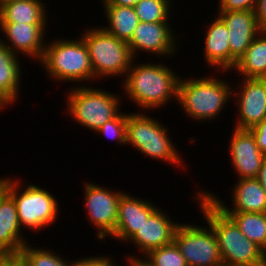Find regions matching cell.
Here are the masks:
<instances>
[{"label":"cell","instance_id":"obj_36","mask_svg":"<svg viewBox=\"0 0 266 266\" xmlns=\"http://www.w3.org/2000/svg\"><path fill=\"white\" fill-rule=\"evenodd\" d=\"M7 266H26L18 256H7Z\"/></svg>","mask_w":266,"mask_h":266},{"label":"cell","instance_id":"obj_39","mask_svg":"<svg viewBox=\"0 0 266 266\" xmlns=\"http://www.w3.org/2000/svg\"><path fill=\"white\" fill-rule=\"evenodd\" d=\"M125 262H127L126 264L128 265V266H131V258H126V261ZM106 266H118L117 264H114V261L113 260H111ZM125 266V265H124Z\"/></svg>","mask_w":266,"mask_h":266},{"label":"cell","instance_id":"obj_11","mask_svg":"<svg viewBox=\"0 0 266 266\" xmlns=\"http://www.w3.org/2000/svg\"><path fill=\"white\" fill-rule=\"evenodd\" d=\"M174 35L168 22H139L128 45L134 59L140 51L151 53L152 56L156 54V57H170L178 49Z\"/></svg>","mask_w":266,"mask_h":266},{"label":"cell","instance_id":"obj_3","mask_svg":"<svg viewBox=\"0 0 266 266\" xmlns=\"http://www.w3.org/2000/svg\"><path fill=\"white\" fill-rule=\"evenodd\" d=\"M205 76L200 79L181 78L178 86L177 101L184 109L183 113L197 122L218 118L233 97V87L226 80Z\"/></svg>","mask_w":266,"mask_h":266},{"label":"cell","instance_id":"obj_25","mask_svg":"<svg viewBox=\"0 0 266 266\" xmlns=\"http://www.w3.org/2000/svg\"><path fill=\"white\" fill-rule=\"evenodd\" d=\"M240 231L266 252V213L224 212Z\"/></svg>","mask_w":266,"mask_h":266},{"label":"cell","instance_id":"obj_40","mask_svg":"<svg viewBox=\"0 0 266 266\" xmlns=\"http://www.w3.org/2000/svg\"><path fill=\"white\" fill-rule=\"evenodd\" d=\"M0 266H7V256H0Z\"/></svg>","mask_w":266,"mask_h":266},{"label":"cell","instance_id":"obj_41","mask_svg":"<svg viewBox=\"0 0 266 266\" xmlns=\"http://www.w3.org/2000/svg\"><path fill=\"white\" fill-rule=\"evenodd\" d=\"M17 1H28V0H0V3H12Z\"/></svg>","mask_w":266,"mask_h":266},{"label":"cell","instance_id":"obj_7","mask_svg":"<svg viewBox=\"0 0 266 266\" xmlns=\"http://www.w3.org/2000/svg\"><path fill=\"white\" fill-rule=\"evenodd\" d=\"M0 179L15 202L18 220L23 229L25 227V229L36 230L37 233V230H43L55 223L59 214V203L54 195L32 183L27 186L25 184L23 188L21 187L23 183H20L23 181L16 178L0 177Z\"/></svg>","mask_w":266,"mask_h":266},{"label":"cell","instance_id":"obj_6","mask_svg":"<svg viewBox=\"0 0 266 266\" xmlns=\"http://www.w3.org/2000/svg\"><path fill=\"white\" fill-rule=\"evenodd\" d=\"M81 34L90 57L93 79L126 76L134 60L128 42L118 39L102 27L86 29Z\"/></svg>","mask_w":266,"mask_h":266},{"label":"cell","instance_id":"obj_30","mask_svg":"<svg viewBox=\"0 0 266 266\" xmlns=\"http://www.w3.org/2000/svg\"><path fill=\"white\" fill-rule=\"evenodd\" d=\"M219 11L255 10L258 0H218Z\"/></svg>","mask_w":266,"mask_h":266},{"label":"cell","instance_id":"obj_18","mask_svg":"<svg viewBox=\"0 0 266 266\" xmlns=\"http://www.w3.org/2000/svg\"><path fill=\"white\" fill-rule=\"evenodd\" d=\"M236 183L231 192L233 208L213 192L200 190L199 193L211 199L223 212L266 213V193L261 184L255 178L240 179Z\"/></svg>","mask_w":266,"mask_h":266},{"label":"cell","instance_id":"obj_4","mask_svg":"<svg viewBox=\"0 0 266 266\" xmlns=\"http://www.w3.org/2000/svg\"><path fill=\"white\" fill-rule=\"evenodd\" d=\"M47 42L40 64L49 74V78L62 81L61 83L93 81L90 57L81 37L78 40L57 38Z\"/></svg>","mask_w":266,"mask_h":266},{"label":"cell","instance_id":"obj_32","mask_svg":"<svg viewBox=\"0 0 266 266\" xmlns=\"http://www.w3.org/2000/svg\"><path fill=\"white\" fill-rule=\"evenodd\" d=\"M112 259L105 255V256H96L92 257H80V259L76 260L75 266H106Z\"/></svg>","mask_w":266,"mask_h":266},{"label":"cell","instance_id":"obj_37","mask_svg":"<svg viewBox=\"0 0 266 266\" xmlns=\"http://www.w3.org/2000/svg\"><path fill=\"white\" fill-rule=\"evenodd\" d=\"M128 258H131V266H151L150 264H148L143 258L141 259L140 257L138 258V256H130L127 255Z\"/></svg>","mask_w":266,"mask_h":266},{"label":"cell","instance_id":"obj_31","mask_svg":"<svg viewBox=\"0 0 266 266\" xmlns=\"http://www.w3.org/2000/svg\"><path fill=\"white\" fill-rule=\"evenodd\" d=\"M249 130L252 132L260 152L266 157V117Z\"/></svg>","mask_w":266,"mask_h":266},{"label":"cell","instance_id":"obj_5","mask_svg":"<svg viewBox=\"0 0 266 266\" xmlns=\"http://www.w3.org/2000/svg\"><path fill=\"white\" fill-rule=\"evenodd\" d=\"M149 115L127 114L126 144L135 147L138 152L152 159L162 160L172 165L183 166V158L169 137V129Z\"/></svg>","mask_w":266,"mask_h":266},{"label":"cell","instance_id":"obj_15","mask_svg":"<svg viewBox=\"0 0 266 266\" xmlns=\"http://www.w3.org/2000/svg\"><path fill=\"white\" fill-rule=\"evenodd\" d=\"M230 139L228 153L238 180L256 178L266 157L260 152L252 132L234 127Z\"/></svg>","mask_w":266,"mask_h":266},{"label":"cell","instance_id":"obj_38","mask_svg":"<svg viewBox=\"0 0 266 266\" xmlns=\"http://www.w3.org/2000/svg\"><path fill=\"white\" fill-rule=\"evenodd\" d=\"M233 266H266V260L264 262H261V263L233 265Z\"/></svg>","mask_w":266,"mask_h":266},{"label":"cell","instance_id":"obj_35","mask_svg":"<svg viewBox=\"0 0 266 266\" xmlns=\"http://www.w3.org/2000/svg\"><path fill=\"white\" fill-rule=\"evenodd\" d=\"M139 0H101V4L134 7Z\"/></svg>","mask_w":266,"mask_h":266},{"label":"cell","instance_id":"obj_34","mask_svg":"<svg viewBox=\"0 0 266 266\" xmlns=\"http://www.w3.org/2000/svg\"><path fill=\"white\" fill-rule=\"evenodd\" d=\"M255 179L261 184L266 193V158L264 159Z\"/></svg>","mask_w":266,"mask_h":266},{"label":"cell","instance_id":"obj_20","mask_svg":"<svg viewBox=\"0 0 266 266\" xmlns=\"http://www.w3.org/2000/svg\"><path fill=\"white\" fill-rule=\"evenodd\" d=\"M204 38V55L208 66L231 71V49L229 46V31L225 23L217 16L210 22Z\"/></svg>","mask_w":266,"mask_h":266},{"label":"cell","instance_id":"obj_26","mask_svg":"<svg viewBox=\"0 0 266 266\" xmlns=\"http://www.w3.org/2000/svg\"><path fill=\"white\" fill-rule=\"evenodd\" d=\"M26 243L17 255L26 266H75L76 260L66 261L60 254L46 248H37ZM69 262V263H68Z\"/></svg>","mask_w":266,"mask_h":266},{"label":"cell","instance_id":"obj_9","mask_svg":"<svg viewBox=\"0 0 266 266\" xmlns=\"http://www.w3.org/2000/svg\"><path fill=\"white\" fill-rule=\"evenodd\" d=\"M188 266H223L218 240L212 227L180 222L174 240Z\"/></svg>","mask_w":266,"mask_h":266},{"label":"cell","instance_id":"obj_2","mask_svg":"<svg viewBox=\"0 0 266 266\" xmlns=\"http://www.w3.org/2000/svg\"><path fill=\"white\" fill-rule=\"evenodd\" d=\"M195 200L199 209L216 234L223 266L261 263L266 260V252L249 240L235 224L209 198L197 193Z\"/></svg>","mask_w":266,"mask_h":266},{"label":"cell","instance_id":"obj_10","mask_svg":"<svg viewBox=\"0 0 266 266\" xmlns=\"http://www.w3.org/2000/svg\"><path fill=\"white\" fill-rule=\"evenodd\" d=\"M83 190L87 218L89 216L91 226L96 227L97 239L104 242L115 231L118 203L123 191L101 187L92 182H86Z\"/></svg>","mask_w":266,"mask_h":266},{"label":"cell","instance_id":"obj_22","mask_svg":"<svg viewBox=\"0 0 266 266\" xmlns=\"http://www.w3.org/2000/svg\"><path fill=\"white\" fill-rule=\"evenodd\" d=\"M45 5L42 0L0 3V23L48 24Z\"/></svg>","mask_w":266,"mask_h":266},{"label":"cell","instance_id":"obj_28","mask_svg":"<svg viewBox=\"0 0 266 266\" xmlns=\"http://www.w3.org/2000/svg\"><path fill=\"white\" fill-rule=\"evenodd\" d=\"M144 260L151 266H188L175 242L151 250Z\"/></svg>","mask_w":266,"mask_h":266},{"label":"cell","instance_id":"obj_21","mask_svg":"<svg viewBox=\"0 0 266 266\" xmlns=\"http://www.w3.org/2000/svg\"><path fill=\"white\" fill-rule=\"evenodd\" d=\"M17 56L0 41V104L4 109L15 104L20 94L23 70Z\"/></svg>","mask_w":266,"mask_h":266},{"label":"cell","instance_id":"obj_13","mask_svg":"<svg viewBox=\"0 0 266 266\" xmlns=\"http://www.w3.org/2000/svg\"><path fill=\"white\" fill-rule=\"evenodd\" d=\"M48 24L0 23V31L5 35L0 41L14 54H23L30 59L42 60L45 44L46 28ZM7 40V42H5ZM45 41V42H44ZM10 42V43H9Z\"/></svg>","mask_w":266,"mask_h":266},{"label":"cell","instance_id":"obj_19","mask_svg":"<svg viewBox=\"0 0 266 266\" xmlns=\"http://www.w3.org/2000/svg\"><path fill=\"white\" fill-rule=\"evenodd\" d=\"M15 202L5 190L0 179V256H17L28 242L22 236V230Z\"/></svg>","mask_w":266,"mask_h":266},{"label":"cell","instance_id":"obj_8","mask_svg":"<svg viewBox=\"0 0 266 266\" xmlns=\"http://www.w3.org/2000/svg\"><path fill=\"white\" fill-rule=\"evenodd\" d=\"M66 110L77 123L97 131L105 122L121 113V97L96 87L78 86L69 89Z\"/></svg>","mask_w":266,"mask_h":266},{"label":"cell","instance_id":"obj_24","mask_svg":"<svg viewBox=\"0 0 266 266\" xmlns=\"http://www.w3.org/2000/svg\"><path fill=\"white\" fill-rule=\"evenodd\" d=\"M107 26L102 28L120 40L129 42L139 24L134 7L102 4Z\"/></svg>","mask_w":266,"mask_h":266},{"label":"cell","instance_id":"obj_16","mask_svg":"<svg viewBox=\"0 0 266 266\" xmlns=\"http://www.w3.org/2000/svg\"><path fill=\"white\" fill-rule=\"evenodd\" d=\"M180 223L172 222L170 216L158 207L134 236L126 243L134 244L144 256L151 250L168 245L174 240L175 231Z\"/></svg>","mask_w":266,"mask_h":266},{"label":"cell","instance_id":"obj_27","mask_svg":"<svg viewBox=\"0 0 266 266\" xmlns=\"http://www.w3.org/2000/svg\"><path fill=\"white\" fill-rule=\"evenodd\" d=\"M171 0H139L134 10L140 22H170Z\"/></svg>","mask_w":266,"mask_h":266},{"label":"cell","instance_id":"obj_29","mask_svg":"<svg viewBox=\"0 0 266 266\" xmlns=\"http://www.w3.org/2000/svg\"><path fill=\"white\" fill-rule=\"evenodd\" d=\"M127 113L121 112L108 122H105L97 131L100 135L116 140L117 143L126 145Z\"/></svg>","mask_w":266,"mask_h":266},{"label":"cell","instance_id":"obj_17","mask_svg":"<svg viewBox=\"0 0 266 266\" xmlns=\"http://www.w3.org/2000/svg\"><path fill=\"white\" fill-rule=\"evenodd\" d=\"M157 208L151 201L123 192L118 203L116 228L110 237L128 242Z\"/></svg>","mask_w":266,"mask_h":266},{"label":"cell","instance_id":"obj_12","mask_svg":"<svg viewBox=\"0 0 266 266\" xmlns=\"http://www.w3.org/2000/svg\"><path fill=\"white\" fill-rule=\"evenodd\" d=\"M242 79L239 91L232 90L239 114L234 127L249 129L266 117V78Z\"/></svg>","mask_w":266,"mask_h":266},{"label":"cell","instance_id":"obj_33","mask_svg":"<svg viewBox=\"0 0 266 266\" xmlns=\"http://www.w3.org/2000/svg\"><path fill=\"white\" fill-rule=\"evenodd\" d=\"M255 14L261 31H266V0H258Z\"/></svg>","mask_w":266,"mask_h":266},{"label":"cell","instance_id":"obj_1","mask_svg":"<svg viewBox=\"0 0 266 266\" xmlns=\"http://www.w3.org/2000/svg\"><path fill=\"white\" fill-rule=\"evenodd\" d=\"M125 77L123 88L127 99L146 111L164 107L166 103L178 99L181 76L176 75V72L166 64L135 65L134 59Z\"/></svg>","mask_w":266,"mask_h":266},{"label":"cell","instance_id":"obj_14","mask_svg":"<svg viewBox=\"0 0 266 266\" xmlns=\"http://www.w3.org/2000/svg\"><path fill=\"white\" fill-rule=\"evenodd\" d=\"M218 12L217 16L225 23L229 31L232 72L238 59L246 52L261 30L254 10Z\"/></svg>","mask_w":266,"mask_h":266},{"label":"cell","instance_id":"obj_23","mask_svg":"<svg viewBox=\"0 0 266 266\" xmlns=\"http://www.w3.org/2000/svg\"><path fill=\"white\" fill-rule=\"evenodd\" d=\"M233 70L244 78H266V31L254 38Z\"/></svg>","mask_w":266,"mask_h":266},{"label":"cell","instance_id":"obj_42","mask_svg":"<svg viewBox=\"0 0 266 266\" xmlns=\"http://www.w3.org/2000/svg\"><path fill=\"white\" fill-rule=\"evenodd\" d=\"M3 108H4V107L0 104V112H1V110L3 111Z\"/></svg>","mask_w":266,"mask_h":266}]
</instances>
